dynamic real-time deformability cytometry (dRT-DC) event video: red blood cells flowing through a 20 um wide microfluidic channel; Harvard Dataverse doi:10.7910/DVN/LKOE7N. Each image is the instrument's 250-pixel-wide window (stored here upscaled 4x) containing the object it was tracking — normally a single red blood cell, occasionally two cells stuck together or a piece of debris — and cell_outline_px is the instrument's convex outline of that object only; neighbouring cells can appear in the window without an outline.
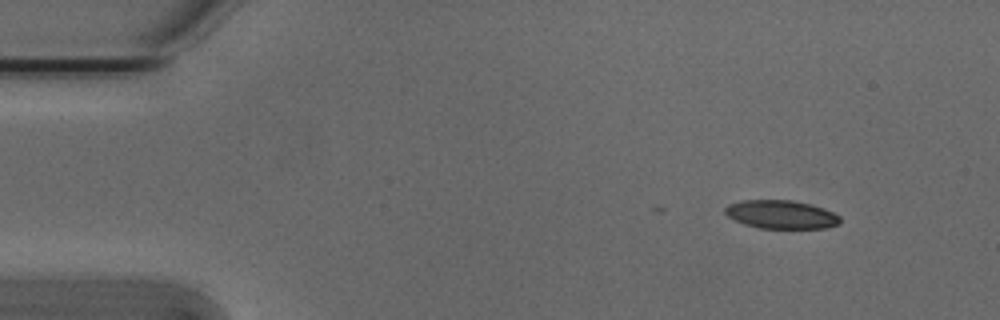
{"species": "Egyptian fruit bat (a non-hibernating species)", "species_latin": "Rousettus aegyptiacus", "temperature_condition": "cold", "stored_images_in_passage": 6, "camera_frame_rate_fps": 3000, "um_per_image_px": 0.085, "animal": {"sex": "male"}, "frame": {"image": 1, "passage_image": 1, "time_ms": 0.0, "image_size_px": [1000, 320], "cell_outline_px": [[840, 224], [824, 228], [760, 228], [744, 224], [728, 216], [724, 212], [724, 208], [728, 204], [740, 200], [792, 200], [812, 204], [824, 208], [840, 216]], "centroid_in_image_um": [66.4, 18.22], "position_along_channel_um": 18.6, "area_um2": 19.13}}